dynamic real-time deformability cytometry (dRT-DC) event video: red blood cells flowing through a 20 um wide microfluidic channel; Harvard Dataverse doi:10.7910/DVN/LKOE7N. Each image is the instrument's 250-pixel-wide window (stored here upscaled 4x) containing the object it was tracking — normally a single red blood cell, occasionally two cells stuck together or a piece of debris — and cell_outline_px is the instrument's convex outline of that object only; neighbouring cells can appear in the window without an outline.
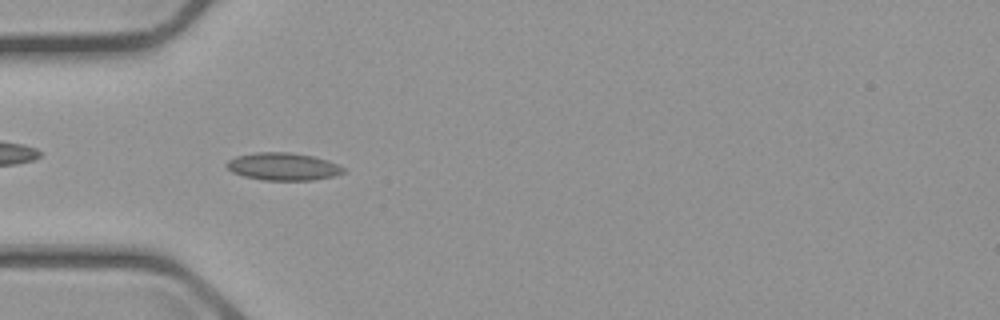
{"species": "common noctule bat (a hibernating species)", "species_latin": "Nyctalus noctula", "temperature_condition": "cold", "stored_images_in_passage": 56, "camera_frame_rate_fps": 3000, "um_per_image_px": 0.085, "animal": {"sex": "male", "body_mass_g": 23.1, "forearm_length_mm": 52.7}, "frame": {"image": 1, "passage_image": 17, "time_ms": 5.333, "image_size_px": [1000, 320], "cell_outline_px": [[344, 172], [336, 176], [312, 180], [264, 180], [244, 176], [232, 172], [224, 164], [228, 160], [236, 156], [256, 152], [288, 152], [312, 156], [328, 160], [344, 168]], "centroid_in_image_um": [24.05, 14.15], "position_along_channel_um": 61.0, "area_um2": 18.73}}
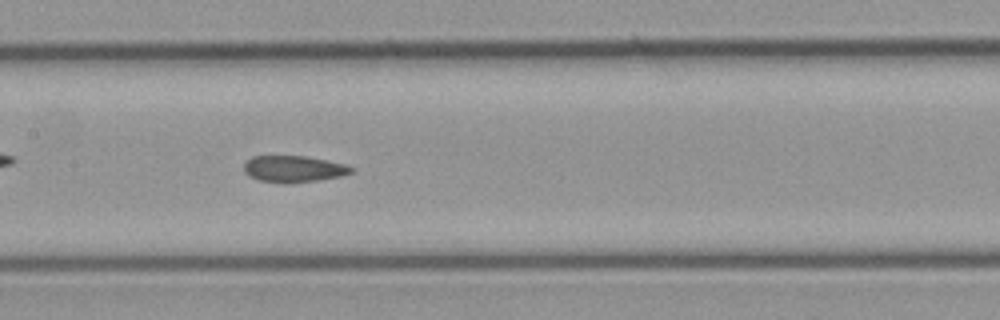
{"frame": {"image": 2, "passage_image": 27, "time_ms": 8.667, "image_size_px": [1000, 320], "cell_outline_px": [[356, 168], [352, 172], [340, 176], [316, 180], [288, 184], [284, 184], [260, 180], [248, 176], [244, 172], [244, 164], [252, 156], [308, 156], [348, 164]], "centroid_in_image_um": [24.98, 14.36], "position_along_channel_um": 182.4, "area_um2": 16.82}}
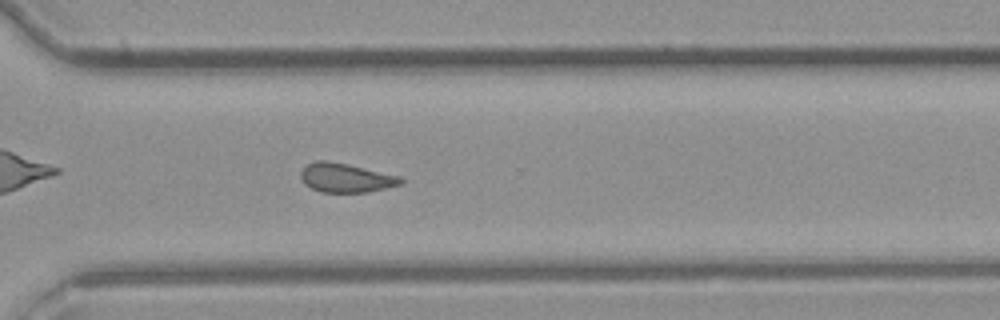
{"frame": {"image": 3, "passage_image": 40, "time_ms": 13.0, "image_size_px": [1000, 320], "cell_outline_px": [[404, 180], [400, 184], [368, 192], [320, 192], [304, 184], [300, 176], [300, 172], [308, 164], [316, 160], [324, 160], [348, 164], [400, 176]], "centroid_in_image_um": [29.37, 15.11], "position_along_channel_um": 341.2, "area_um2": 16.82}, "authors_computed_cell_mechanics": {"area_um2": 17.1955, "velocity_mm_per_s": 3.6813, "shape_relaxation_time_tau1_ms": 10.832, "shape_relaxation_time_tau2_ms": 1.9391, "deformation_change_tau1": 0.1653, "deformation_change_tau2": 0.0692}}